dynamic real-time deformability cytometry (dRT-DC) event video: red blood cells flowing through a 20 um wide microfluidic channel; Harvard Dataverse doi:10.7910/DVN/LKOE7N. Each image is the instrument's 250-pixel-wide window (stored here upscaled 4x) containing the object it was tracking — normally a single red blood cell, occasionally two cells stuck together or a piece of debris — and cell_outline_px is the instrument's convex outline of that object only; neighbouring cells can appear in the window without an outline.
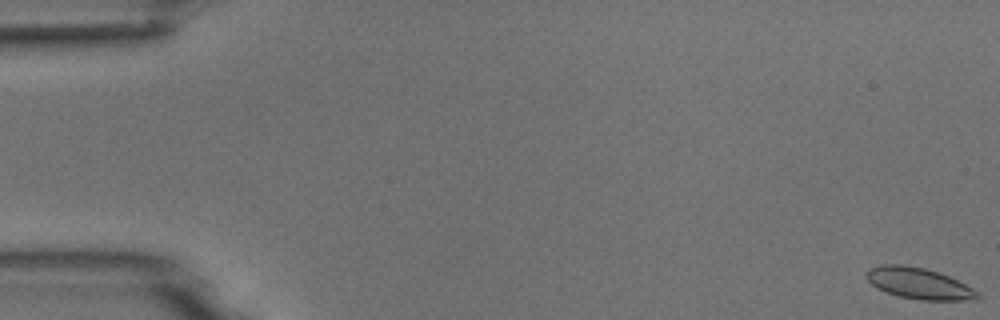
{"species": "common noctule bat (a hibernating species)", "species_latin": "Nyctalus noctula", "temperature_condition": "room temperature", "stored_images_in_passage": 53, "camera_frame_rate_fps": 3000, "um_per_image_px": 0.085, "animal": {"sex": "male", "body_mass_g": 18.8}, "frame": {"image": 1, "passage_image": 1, "time_ms": 0.0, "image_size_px": [1000, 320], "cell_outline_px": [[980, 296], [976, 300], [920, 300], [900, 296], [884, 292], [876, 288], [864, 276], [864, 272], [868, 268], [884, 264], [900, 264], [924, 268], [940, 272], [972, 288]], "centroid_in_image_um": [78.04, 24.08], "position_along_channel_um": 7.0, "area_um2": 20.23}}
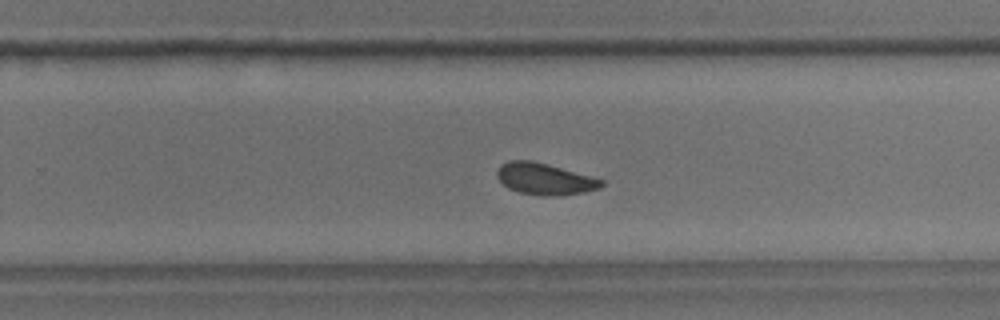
{"frame": {"image": 2, "passage_image": 34, "time_ms": 11.0, "image_size_px": [1000, 320], "cell_outline_px": [[604, 184], [600, 188], [584, 192], [560, 196], [544, 196], [520, 192], [508, 188], [496, 176], [496, 172], [500, 164], [508, 160], [532, 160], [592, 176], [604, 180]], "centroid_in_image_um": [46.3, 15.2], "position_along_channel_um": 283.5, "area_um2": 19.31}}
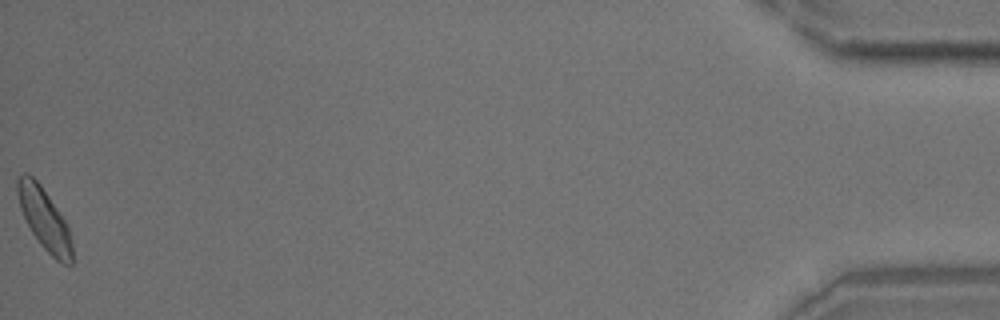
{"frame": {"image": 3, "passage_image": 53, "time_ms": 17.333, "image_size_px": [1000, 320], "cell_outline_px": [[72, 264], [60, 264], [40, 244], [32, 232], [20, 208], [16, 192], [16, 180], [24, 172], [28, 172], [40, 184], [64, 220], [68, 228], [72, 244]], "centroid_in_image_um": [3.75, 18.61], "position_along_channel_um": 431.5, "area_um2": 19.31}}